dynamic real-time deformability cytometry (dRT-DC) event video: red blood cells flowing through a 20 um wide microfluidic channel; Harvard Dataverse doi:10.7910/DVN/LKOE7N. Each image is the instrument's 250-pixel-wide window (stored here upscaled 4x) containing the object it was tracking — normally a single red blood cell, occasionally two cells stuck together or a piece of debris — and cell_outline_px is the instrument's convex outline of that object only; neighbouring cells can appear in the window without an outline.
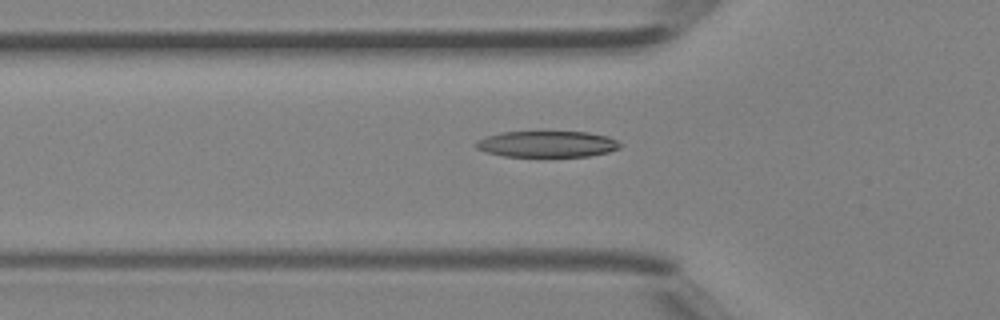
{"species": "Egyptian fruit bat (a non-hibernating species)", "species_latin": "Rousettus aegyptiacus", "temperature_condition": "room temperature", "stored_images_in_passage": 42, "camera_frame_rate_fps": 3000, "um_per_image_px": 0.085, "animal": {"sex": "female"}, "frame": {"image": 1, "passage_image": 14, "time_ms": 4.333, "image_size_px": [1000, 320], "cell_outline_px": [[624, 144], [620, 148], [608, 152], [588, 156], [504, 156], [488, 152], [476, 148], [476, 140], [488, 136], [504, 132], [588, 132], [608, 136]], "centroid_in_image_um": [46.56, 12.24], "position_along_channel_um": 79.2, "area_um2": 21.85}}
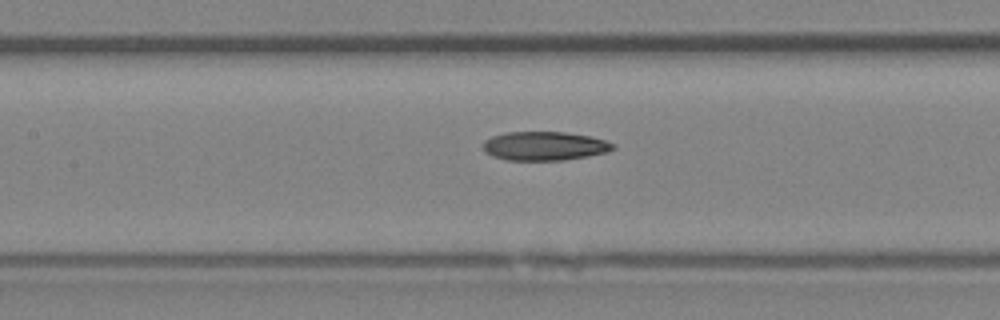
{"frame": {"image": 2, "passage_image": 19, "time_ms": 6.0, "image_size_px": [1000, 320], "cell_outline_px": [[616, 148], [608, 152], [588, 156], [564, 160], [504, 160], [492, 156], [484, 152], [484, 140], [492, 136], [508, 132], [564, 132], [592, 136], [616, 144]], "centroid_in_image_um": [46.31, 12.41], "position_along_channel_um": 161.1, "area_um2": 22.02}}
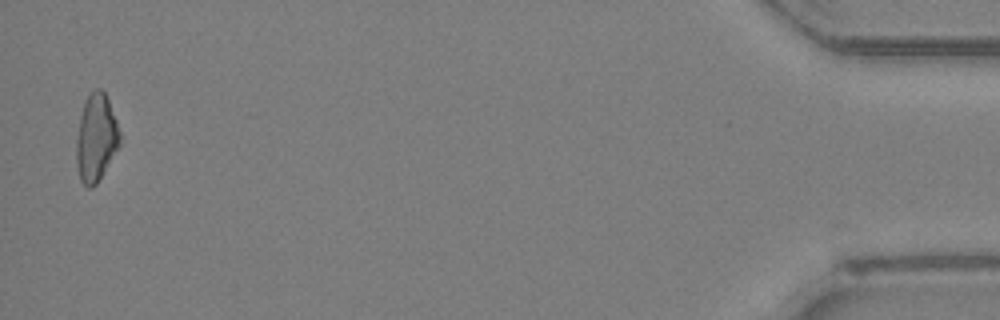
{"frame": {"image": 3, "passage_image": 41, "time_ms": 13.333, "image_size_px": [1000, 320], "cell_outline_px": [[120, 144], [96, 184], [92, 188], [88, 188], [80, 180], [76, 164], [76, 140], [80, 116], [84, 100], [96, 88], [100, 88], [104, 92], [108, 100], [116, 120], [120, 132]], "centroid_in_image_um": [8.15, 11.72], "position_along_channel_um": 427.1, "area_um2": 21.96}}